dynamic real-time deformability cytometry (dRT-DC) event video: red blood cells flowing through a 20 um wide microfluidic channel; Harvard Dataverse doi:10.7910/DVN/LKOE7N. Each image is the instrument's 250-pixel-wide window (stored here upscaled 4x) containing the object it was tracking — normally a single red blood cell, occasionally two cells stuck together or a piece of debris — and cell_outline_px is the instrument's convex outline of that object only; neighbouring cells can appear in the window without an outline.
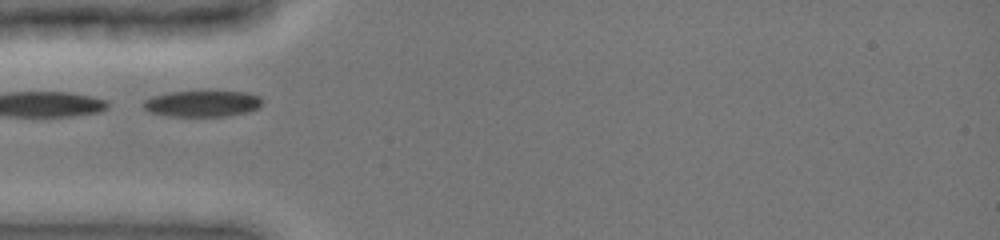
{"species": "common noctule bat (a hibernating species)", "species_latin": "Nyctalus noctula", "temperature_condition": "cold", "stored_images_in_passage": 42, "camera_frame_rate_fps": 3000, "um_per_image_px": 0.085, "animal": {"sex": "female", "body_mass_g": 19.0, "forearm_length_mm": 51.5}, "frame": {"image": 1, "passage_image": 1, "time_ms": 0.0, "image_size_px": [1000, 240], "cell_outline_px": [[260, 108], [248, 112], [228, 116], [168, 116], [148, 112], [144, 108], [144, 100], [152, 96], [168, 92], [200, 88], [208, 88], [244, 92], [260, 96]], "centroid_in_image_um": [17.2, 8.75], "position_along_channel_um": 67.8, "area_um2": 19.25}, "authors_computed_cell_mechanics": {"area_um2": 18.2937, "velocity_mm_per_s": 3.9144, "shape_relaxation_time_tau1_ms": 1.4961, "shape_relaxation_time_tau2_ms": 7.976, "deformation_change_tau1": 0.0586, "deformation_change_tau2": 0.1094}}